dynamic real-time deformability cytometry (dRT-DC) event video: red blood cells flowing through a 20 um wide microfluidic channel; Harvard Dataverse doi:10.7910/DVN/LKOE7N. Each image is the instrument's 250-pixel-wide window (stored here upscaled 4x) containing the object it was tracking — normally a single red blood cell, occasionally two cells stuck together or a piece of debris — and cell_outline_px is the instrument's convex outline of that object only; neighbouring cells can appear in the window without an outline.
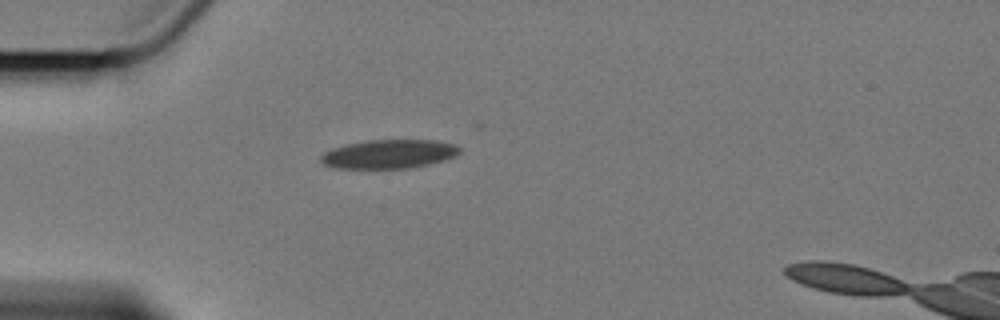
{"species": "Egyptian fruit bat (a non-hibernating species)", "species_latin": "Rousettus aegyptiacus", "temperature_condition": "cold", "stored_images_in_passage": 1, "camera_frame_rate_fps": 3000, "um_per_image_px": 0.085, "animal": {"sex": "female"}, "frame": {"image": 1, "passage_image": 1, "time_ms": 0.0, "image_size_px": [1000, 320], "cell_outline_px": [[460, 152], [444, 160], [428, 164], [408, 168], [336, 168], [324, 164], [320, 160], [320, 156], [324, 152], [332, 148], [348, 144], [368, 140], [436, 140], [456, 144], [460, 148]], "centroid_in_image_um": [33.05, 13.09], "position_along_channel_um": 51.9, "area_um2": 23.18}}